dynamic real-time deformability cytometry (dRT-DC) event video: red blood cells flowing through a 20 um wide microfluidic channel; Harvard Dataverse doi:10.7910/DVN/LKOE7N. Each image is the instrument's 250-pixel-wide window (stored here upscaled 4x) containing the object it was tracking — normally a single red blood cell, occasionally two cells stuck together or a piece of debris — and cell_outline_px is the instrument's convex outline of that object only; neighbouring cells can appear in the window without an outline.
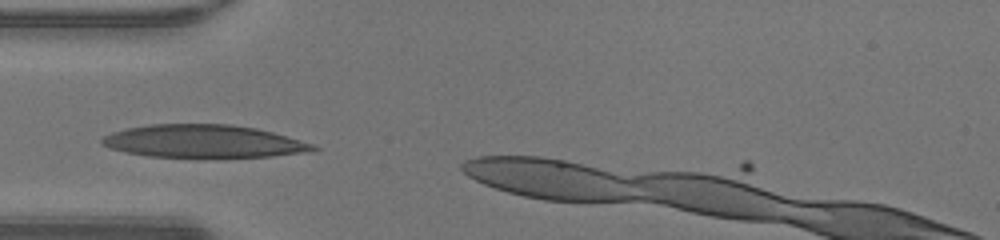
{"species": "human", "species_latin": "Homo sapiens", "temperature_condition": "warm", "stored_images_in_passage": 4, "camera_frame_rate_fps": 3000, "um_per_image_px": 0.085, "donor": {"sex": "male"}, "frame": {"image": 1, "passage_image": 1, "time_ms": 0.0, "image_size_px": [1000, 240], "cell_outline_px": [[320, 148], [300, 152], [272, 156], [148, 156], [128, 152], [112, 148], [100, 144], [100, 140], [104, 136], [112, 132], [128, 128], [148, 124], [228, 124], [256, 128], [272, 132], [312, 144]], "centroid_in_image_um": [17.23, 11.98], "position_along_channel_um": 67.8, "area_um2": 39.36}}